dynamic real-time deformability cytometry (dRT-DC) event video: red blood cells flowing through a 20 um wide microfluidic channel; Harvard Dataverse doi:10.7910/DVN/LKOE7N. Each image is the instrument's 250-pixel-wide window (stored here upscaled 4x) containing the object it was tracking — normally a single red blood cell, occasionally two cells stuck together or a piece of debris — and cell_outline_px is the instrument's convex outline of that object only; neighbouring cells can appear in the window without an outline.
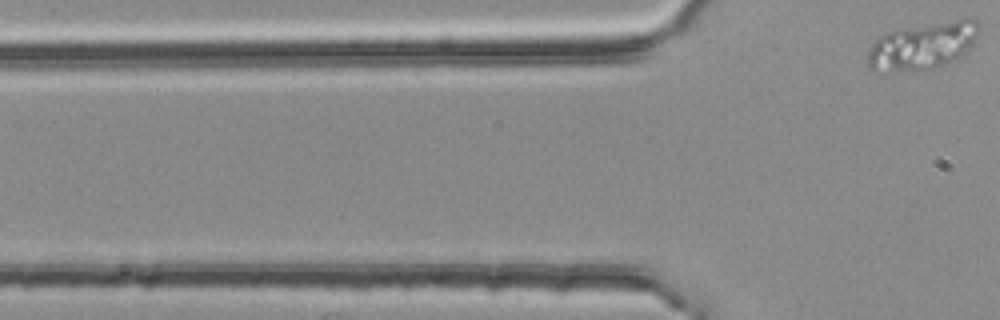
{"species": "common noctule bat (a hibernating species)", "species_latin": "Nyctalus noctula", "temperature_condition": "room temperature", "stored_images_in_passage": 4, "camera_frame_rate_fps": 3000, "um_per_image_px": 0.085, "animal": {"sex": "female", "body_mass_g": 25.1}, "frame": {"image": 1, "passage_image": 4, "time_ms": 1.0, "image_size_px": [1000, 320], "cell_outline_px": [[980, 28], [976, 36], [968, 48], [960, 56], [936, 68], [916, 72], [872, 72], [868, 68], [868, 48], [880, 36], [896, 28], [968, 16], [976, 20]], "centroid_in_image_um": [78.38, 3.88], "position_along_channel_um": 47.4, "area_um2": 31.62}}